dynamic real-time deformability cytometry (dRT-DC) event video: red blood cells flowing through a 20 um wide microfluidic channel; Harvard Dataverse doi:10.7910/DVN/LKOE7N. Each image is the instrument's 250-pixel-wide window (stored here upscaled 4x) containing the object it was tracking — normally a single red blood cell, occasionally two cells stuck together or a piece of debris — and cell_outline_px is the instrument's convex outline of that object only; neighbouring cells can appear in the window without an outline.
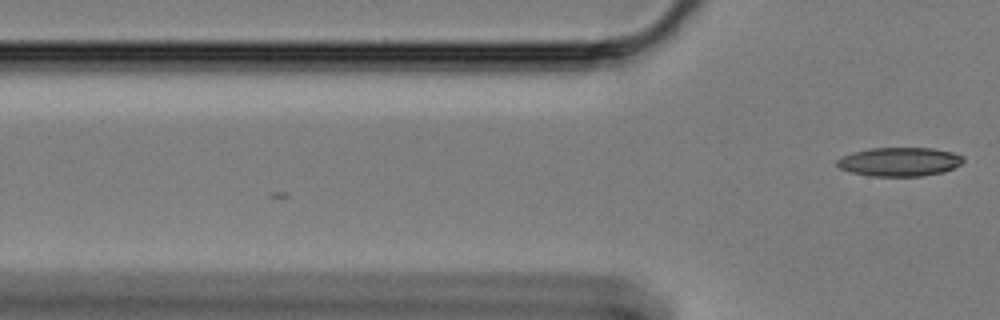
{"species": "Egyptian fruit bat (a non-hibernating species)", "species_latin": "Rousettus aegyptiacus", "temperature_condition": "cold", "stored_images_in_passage": 3, "camera_frame_rate_fps": 3000, "um_per_image_px": 0.085, "animal": {"sex": "female"}, "frame": {"image": 1, "passage_image": 3, "time_ms": 0.667, "image_size_px": [1000, 320], "cell_outline_px": [[964, 160], [960, 164], [944, 172], [924, 176], [868, 176], [852, 172], [840, 168], [836, 164], [836, 160], [852, 152], [872, 148], [932, 148], [952, 152], [964, 156]], "centroid_in_image_um": [76.47, 13.75], "position_along_channel_um": 49.3, "area_um2": 21.21}}